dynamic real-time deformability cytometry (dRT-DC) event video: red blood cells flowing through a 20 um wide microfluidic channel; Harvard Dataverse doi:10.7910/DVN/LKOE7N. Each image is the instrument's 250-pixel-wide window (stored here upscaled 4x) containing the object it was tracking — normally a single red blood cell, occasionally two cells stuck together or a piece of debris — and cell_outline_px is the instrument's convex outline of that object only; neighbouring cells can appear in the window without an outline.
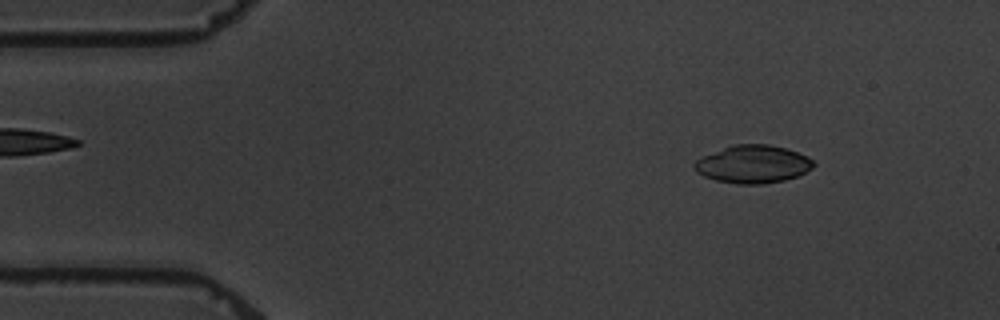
{"species": "common noctule bat (a hibernating species)", "species_latin": "Nyctalus noctula", "temperature_condition": "warm", "stored_images_in_passage": 5, "camera_frame_rate_fps": 3000, "um_per_image_px": 0.085, "animal": {"sex": "male", "body_mass_g": 19.5, "forearm_length_mm": 54.6}, "frame": {"image": 1, "passage_image": 1, "time_ms": 0.0, "image_size_px": [1000, 320], "cell_outline_px": [[816, 164], [812, 168], [800, 176], [784, 180], [764, 184], [736, 184], [716, 180], [704, 176], [696, 172], [692, 164], [700, 156], [732, 144], [768, 144], [784, 148], [808, 156]], "centroid_in_image_um": [63.98, 13.96], "position_along_channel_um": 21.0, "area_um2": 26.59}}
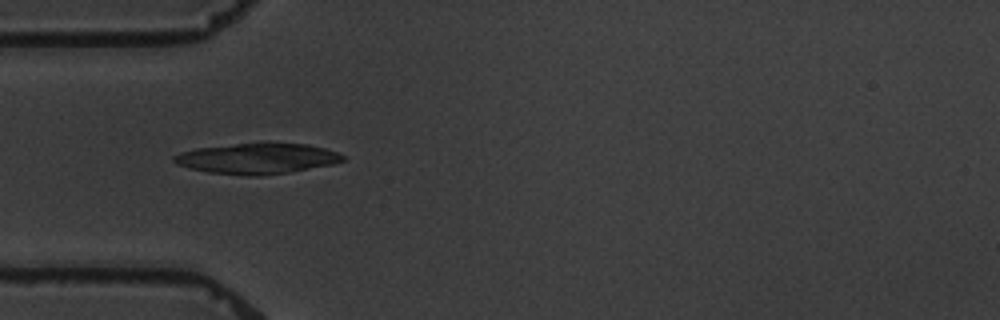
{"frame": {"image": 2, "passage_image": 4, "time_ms": 3.333, "image_size_px": [1000, 320], "cell_outline_px": [[344, 160], [332, 164], [288, 172], [260, 176], [244, 176], [208, 172], [188, 168], [176, 164], [172, 160], [172, 156], [180, 152], [196, 148], [260, 140], [268, 140], [308, 144], [324, 148], [336, 152], [344, 156]], "centroid_in_image_um": [21.81, 13.43], "position_along_channel_um": 63.2, "area_um2": 31.15}}
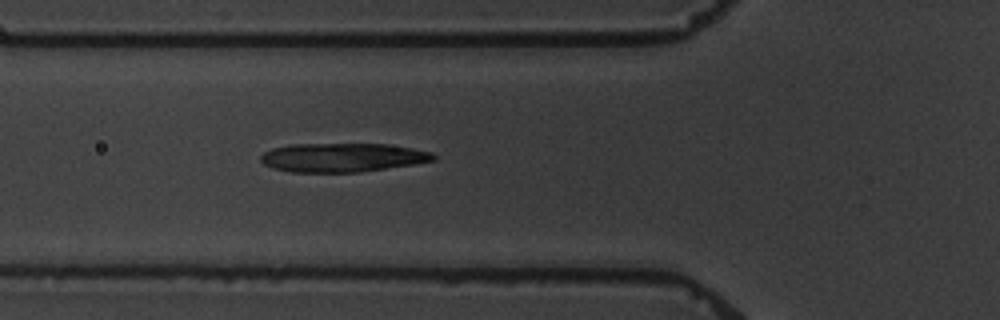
{"frame": {"image": 3, "passage_image": 5, "time_ms": 4.333, "image_size_px": [1000, 320], "cell_outline_px": [[436, 160], [412, 164], [360, 172], [292, 172], [272, 168], [264, 164], [260, 160], [260, 156], [264, 152], [272, 148], [292, 144], [388, 144], [412, 148], [432, 152], [436, 156]], "centroid_in_image_um": [29.09, 13.38], "position_along_channel_um": 96.7, "area_um2": 29.02}}